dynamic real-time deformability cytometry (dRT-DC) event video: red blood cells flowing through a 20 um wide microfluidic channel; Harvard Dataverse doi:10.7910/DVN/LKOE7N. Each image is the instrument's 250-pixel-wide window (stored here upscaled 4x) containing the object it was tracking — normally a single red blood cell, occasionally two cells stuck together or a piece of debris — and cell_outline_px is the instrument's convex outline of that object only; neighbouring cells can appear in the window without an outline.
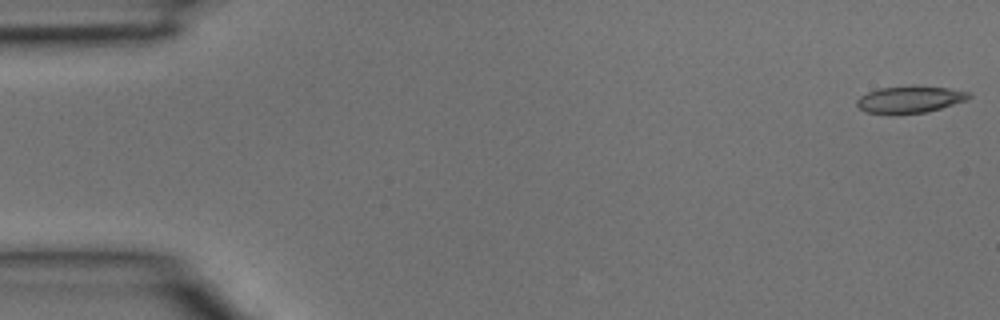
{"species": "common noctule bat (a hibernating species)", "species_latin": "Nyctalus noctula", "temperature_condition": "room temperature", "stored_images_in_passage": 39, "camera_frame_rate_fps": 3000, "um_per_image_px": 0.085, "animal": {"sex": "male", "body_mass_g": 15.6}, "frame": {"image": 1, "passage_image": 1, "time_ms": 0.0, "image_size_px": [1000, 320], "cell_outline_px": [[972, 96], [968, 100], [928, 112], [868, 112], [860, 108], [856, 104], [856, 100], [860, 96], [868, 92], [880, 88], [948, 88], [968, 92]], "centroid_in_image_um": [77.38, 8.46], "position_along_channel_um": 7.6, "area_um2": 16.42}}
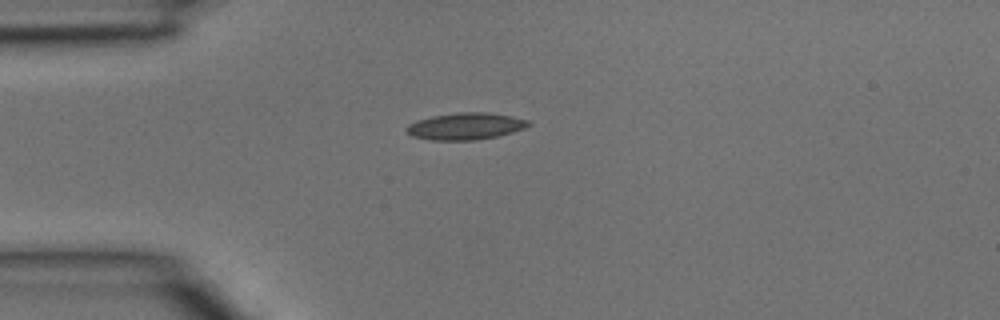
{"frame": {"image": 2, "passage_image": 10, "time_ms": 3.0, "image_size_px": [1000, 320], "cell_outline_px": [[532, 124], [524, 128], [512, 132], [496, 136], [476, 140], [432, 140], [412, 136], [404, 128], [408, 124], [416, 120], [432, 116], [456, 112], [488, 112], [512, 116], [528, 120]], "centroid_in_image_um": [39.56, 10.72], "position_along_channel_um": 45.4, "area_um2": 19.13}}
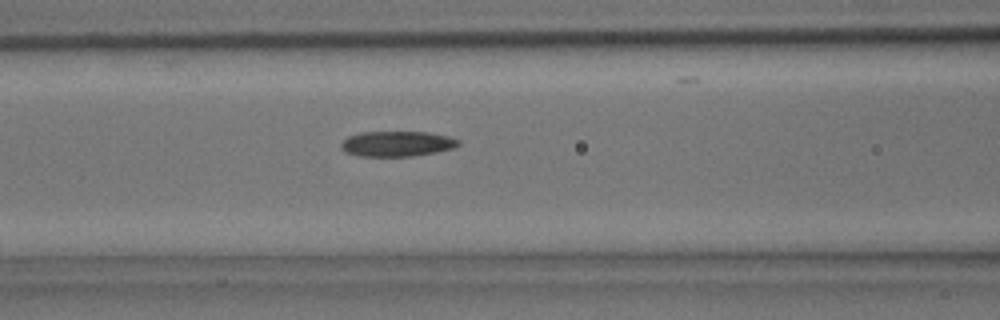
{"frame": {"image": 3, "passage_image": 16, "time_ms": 5.0, "image_size_px": [1000, 320], "cell_outline_px": [[460, 144], [452, 148], [436, 152], [412, 156], [360, 156], [344, 152], [340, 148], [340, 144], [348, 136], [360, 132], [428, 132], [448, 136], [460, 140]], "centroid_in_image_um": [33.72, 12.22], "position_along_channel_um": 132.9, "area_um2": 17.34}}